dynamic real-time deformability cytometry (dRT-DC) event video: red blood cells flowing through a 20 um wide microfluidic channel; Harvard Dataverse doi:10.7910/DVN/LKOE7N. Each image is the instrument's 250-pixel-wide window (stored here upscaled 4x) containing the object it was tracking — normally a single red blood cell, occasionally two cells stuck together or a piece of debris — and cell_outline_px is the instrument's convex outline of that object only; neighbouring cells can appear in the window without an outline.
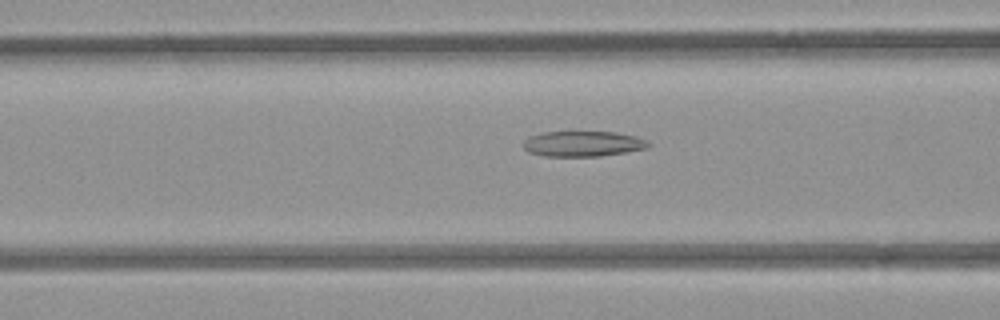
{"species": "common noctule bat (a hibernating species)", "species_latin": "Nyctalus noctula", "temperature_condition": "room temperature", "stored_images_in_passage": 51, "camera_frame_rate_fps": 3000, "um_per_image_px": 0.085, "animal": {"sex": "female", "body_mass_g": 21.9}, "frame": {"image": 1, "passage_image": 19, "time_ms": 6.0, "image_size_px": [1000, 320], "cell_outline_px": [[652, 144], [648, 148], [600, 156], [544, 156], [528, 152], [524, 148], [524, 140], [528, 136], [544, 132], [616, 132], [636, 136]], "centroid_in_image_um": [49.53, 12.22], "position_along_channel_um": 117.1, "area_um2": 18.5}}
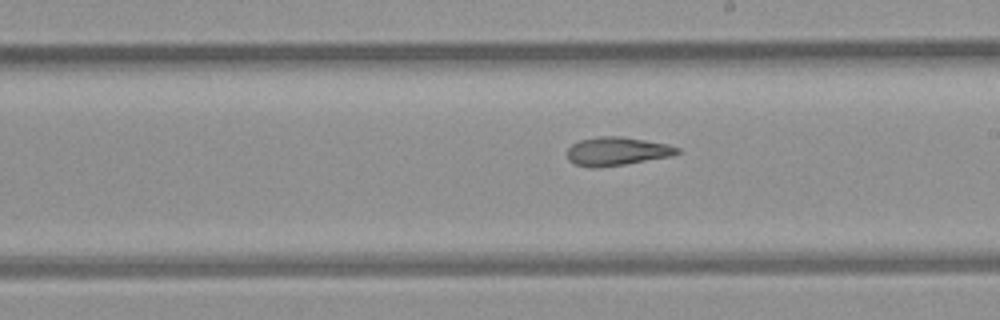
{"frame": {"image": 2, "passage_image": 28, "time_ms": 9.0, "image_size_px": [1000, 320], "cell_outline_px": [[680, 152], [672, 156], [624, 164], [592, 168], [576, 164], [568, 160], [568, 148], [572, 144], [580, 140], [600, 136], [620, 136], [668, 144], [680, 148]], "centroid_in_image_um": [52.45, 12.85], "position_along_channel_um": 236.6, "area_um2": 18.09}}
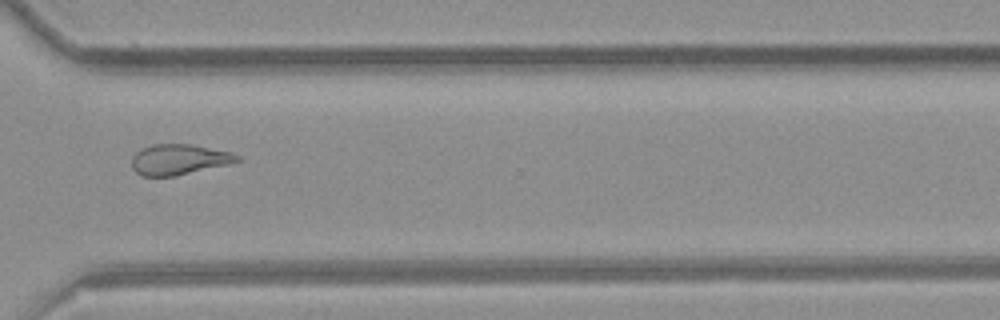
{"frame": {"image": 3, "passage_image": 37, "time_ms": 12.0, "image_size_px": [1000, 320], "cell_outline_px": [[240, 160], [228, 164], [176, 176], [140, 176], [132, 168], [132, 156], [140, 148], [152, 144], [192, 144], [228, 152], [240, 156]], "centroid_in_image_um": [15.15, 13.56], "position_along_channel_um": 355.4, "area_um2": 18.73}, "authors_computed_cell_mechanics": {"area_um2": 20.4034, "velocity_mm_per_s": 3.9693, "shape_relaxation_time_tau1_ms": null, "shape_relaxation_time_tau2_ms": 4.0193, "deformation_change_tau1": null, "deformation_change_tau2": 0.1344}}